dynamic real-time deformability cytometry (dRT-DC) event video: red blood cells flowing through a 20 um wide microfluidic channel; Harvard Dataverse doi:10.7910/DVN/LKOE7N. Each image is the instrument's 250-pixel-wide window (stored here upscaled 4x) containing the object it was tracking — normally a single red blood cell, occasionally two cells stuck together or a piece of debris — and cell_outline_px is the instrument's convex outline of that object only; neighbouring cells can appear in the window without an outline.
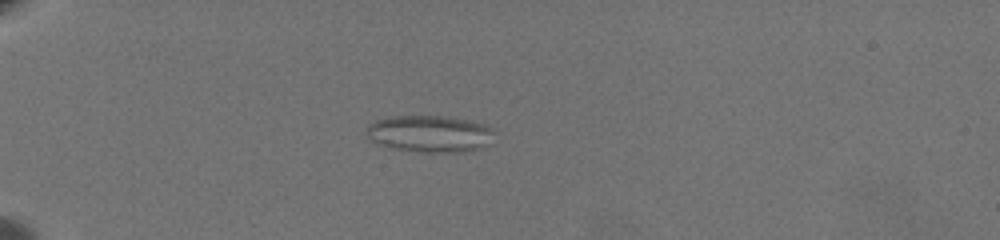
{"species": "common noctule bat (a hibernating species)", "species_latin": "Nyctalus noctula", "temperature_condition": "warm", "stored_images_in_passage": 59, "camera_frame_rate_fps": 3000, "um_per_image_px": 0.085, "animal": {"sex": "female", "body_mass_g": 19.5, "forearm_length_mm": 54.1}, "frame": {"image": 1, "passage_image": 15, "time_ms": 4.667, "image_size_px": [1000, 240], "cell_outline_px": [[492, 132], [484, 144], [480, 148], [464, 152], [420, 152], [388, 148], [376, 144], [364, 132], [364, 128], [368, 124], [376, 120], [392, 116], [448, 116], [468, 120], [484, 124], [492, 128]], "centroid_in_image_um": [36.41, 11.37], "position_along_channel_um": 48.6, "area_um2": 27.46}}
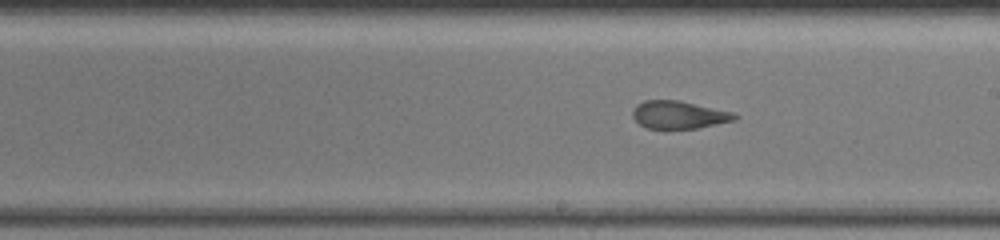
{"frame": {"image": 2, "passage_image": 35, "time_ms": 11.333, "image_size_px": [1000, 240], "cell_outline_px": [[740, 116], [736, 120], [696, 128], [664, 132], [648, 128], [640, 124], [632, 116], [632, 108], [636, 104], [644, 100], [680, 100], [732, 112]], "centroid_in_image_um": [57.66, 9.79], "position_along_channel_um": 231.3, "area_um2": 17.17}}
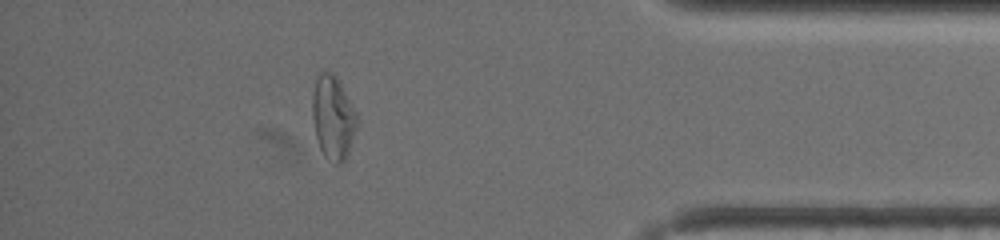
{"frame": {"image": 3, "passage_image": 53, "time_ms": 17.333, "image_size_px": [1000, 240], "cell_outline_px": [[360, 120], [348, 152], [344, 160], [340, 164], [336, 164], [324, 156], [320, 148], [316, 136], [312, 116], [312, 96], [316, 76], [320, 72], [332, 72], [336, 76], [356, 112]], "centroid_in_image_um": [28.31, 9.98], "position_along_channel_um": 406.9, "area_um2": 21.79}, "authors_computed_cell_mechanics": {"area_um2": 21.2126, "velocity_mm_per_s": 3.386, "shape_relaxation_time_tau1_ms": null, "shape_relaxation_time_tau2_ms": 1.618, "deformation_change_tau1": null, "deformation_change_tau2": 0.0994}}